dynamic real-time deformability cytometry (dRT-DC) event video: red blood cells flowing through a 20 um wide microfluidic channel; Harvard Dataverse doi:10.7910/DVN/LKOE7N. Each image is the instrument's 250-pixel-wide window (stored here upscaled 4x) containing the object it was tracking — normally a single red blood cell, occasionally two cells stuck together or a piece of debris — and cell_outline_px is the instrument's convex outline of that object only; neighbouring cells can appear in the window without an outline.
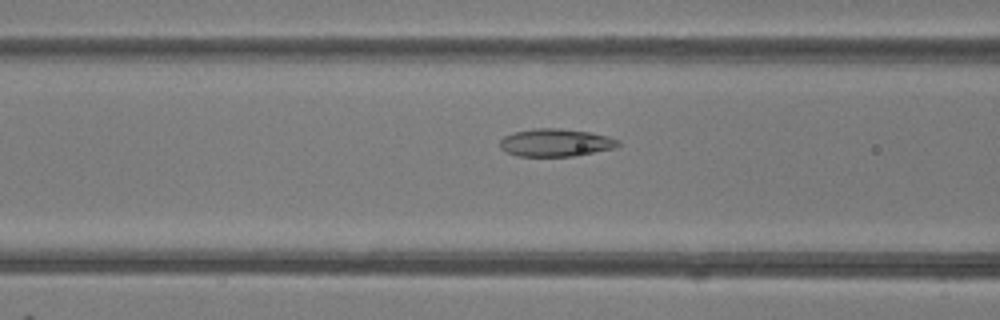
{"species": "common noctule bat (a hibernating species)", "species_latin": "Nyctalus noctula", "temperature_condition": "room temperature", "stored_images_in_passage": 35, "camera_frame_rate_fps": 3000, "um_per_image_px": 0.085, "animal": {"sex": "female"}, "frame": {"image": 1, "passage_image": 11, "time_ms": 3.333, "image_size_px": [1000, 320], "cell_outline_px": [[620, 144], [616, 148], [576, 156], [516, 156], [500, 148], [500, 140], [504, 136], [516, 132], [536, 128], [560, 128], [592, 132], [608, 136], [620, 140]], "centroid_in_image_um": [47.28, 12.12], "position_along_channel_um": 119.3, "area_um2": 19.25}}
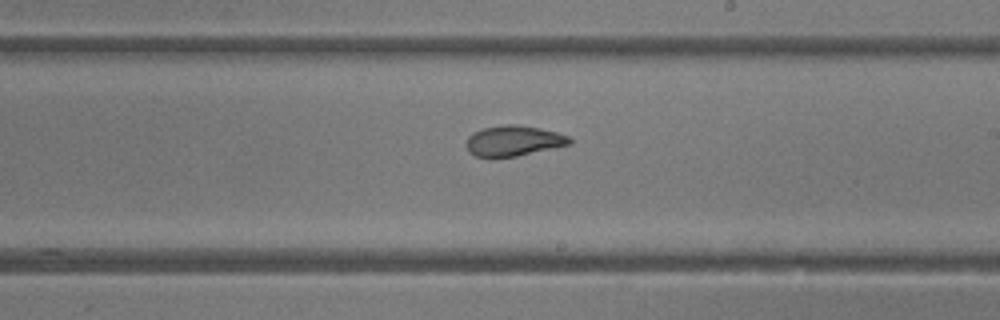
{"frame": {"image": 2, "passage_image": 20, "time_ms": 6.333, "image_size_px": [1000, 320], "cell_outline_px": [[572, 144], [556, 148], [516, 156], [492, 160], [476, 156], [468, 152], [464, 144], [468, 136], [472, 132], [484, 128], [504, 124], [516, 124], [540, 128], [556, 132], [568, 136], [572, 140]], "centroid_in_image_um": [43.6, 12.0], "position_along_channel_um": 245.4, "area_um2": 19.02}}
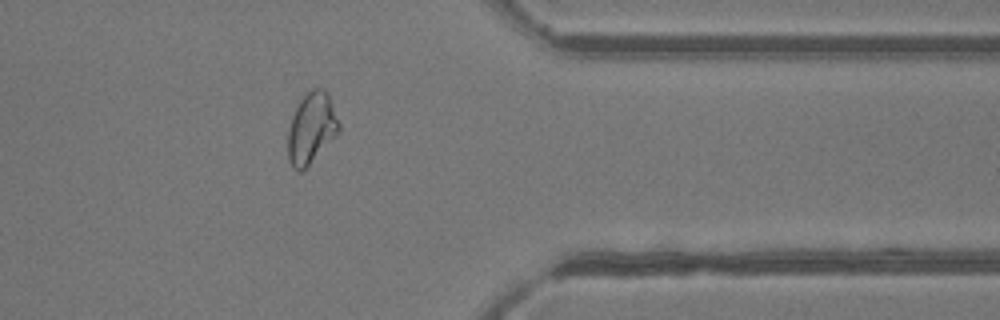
{"frame": {"image": 3, "passage_image": 31, "time_ms": 10.0, "image_size_px": [1000, 320], "cell_outline_px": [[340, 132], [300, 172], [292, 168], [288, 160], [288, 128], [292, 116], [300, 100], [312, 88], [324, 88], [328, 92], [340, 124]], "centroid_in_image_um": [26.47, 10.87], "position_along_channel_um": 384.9, "area_um2": 20.98}}